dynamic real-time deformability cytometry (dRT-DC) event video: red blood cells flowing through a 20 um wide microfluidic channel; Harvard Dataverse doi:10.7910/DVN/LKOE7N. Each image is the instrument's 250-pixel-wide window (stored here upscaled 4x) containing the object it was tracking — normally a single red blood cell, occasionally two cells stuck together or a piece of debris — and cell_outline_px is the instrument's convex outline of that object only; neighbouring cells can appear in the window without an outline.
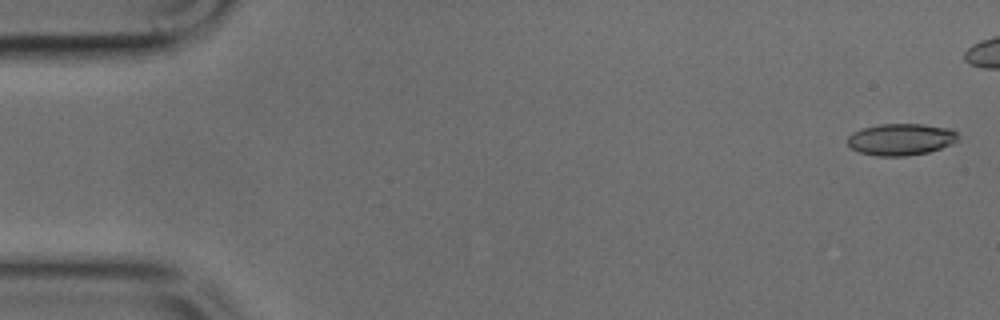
{"species": "common noctule bat (a hibernating species)", "species_latin": "Nyctalus noctula", "temperature_condition": "cold", "stored_images_in_passage": 40, "camera_frame_rate_fps": 3000, "um_per_image_px": 0.085, "animal": {"sex": "male", "body_mass_g": 17.9, "forearm_length_mm": 54.2}, "frame": {"image": 1, "passage_image": 2, "time_ms": 0.333, "image_size_px": [1000, 320], "cell_outline_px": [[956, 140], [952, 144], [928, 152], [904, 156], [876, 156], [860, 152], [852, 148], [848, 144], [848, 136], [852, 132], [864, 128], [880, 124], [924, 124], [952, 128], [956, 132]], "centroid_in_image_um": [76.57, 11.84], "position_along_channel_um": 8.4, "area_um2": 20.35}}
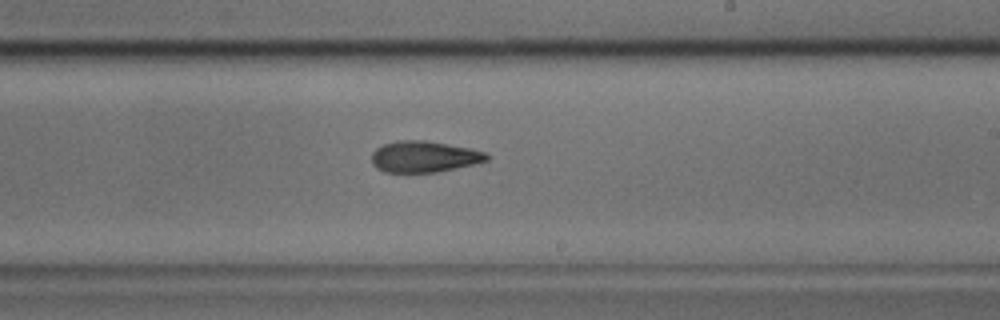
{"frame": {"image": 2, "passage_image": 29, "time_ms": 9.333, "image_size_px": [1000, 320], "cell_outline_px": [[488, 160], [456, 168], [436, 172], [384, 172], [376, 168], [372, 164], [372, 152], [376, 148], [384, 144], [396, 140], [424, 140], [472, 148], [488, 152]], "centroid_in_image_um": [36.04, 13.31], "position_along_channel_um": 253.0, "area_um2": 21.04}}
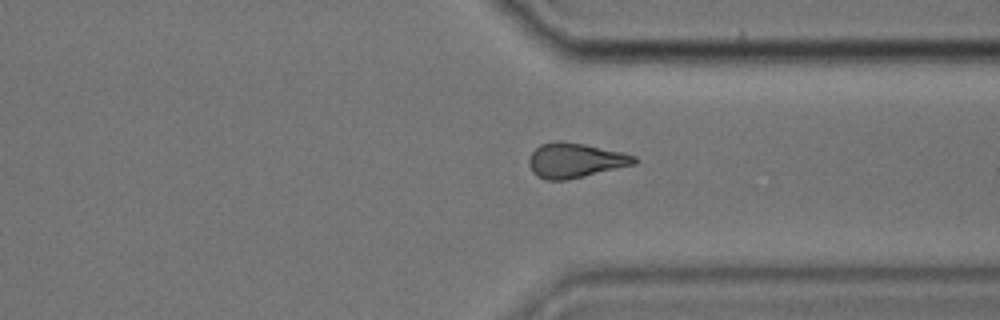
{"frame": {"image": 3, "passage_image": 37, "time_ms": 12.0, "image_size_px": [1000, 320], "cell_outline_px": [[640, 160], [636, 164], [584, 176], [564, 180], [544, 180], [536, 176], [532, 172], [528, 164], [528, 160], [532, 152], [540, 144], [556, 140], [560, 140], [584, 144], [620, 152], [636, 156]], "centroid_in_image_um": [48.87, 13.63], "position_along_channel_um": 362.5, "area_um2": 21.44}}